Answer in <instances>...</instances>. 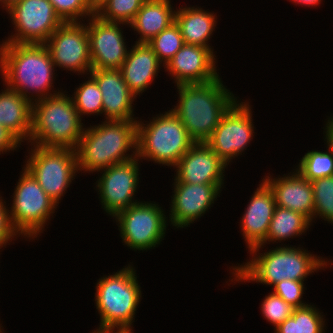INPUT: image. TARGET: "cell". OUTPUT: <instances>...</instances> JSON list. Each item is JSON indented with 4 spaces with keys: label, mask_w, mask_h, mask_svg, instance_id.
Instances as JSON below:
<instances>
[{
    "label": "cell",
    "mask_w": 333,
    "mask_h": 333,
    "mask_svg": "<svg viewBox=\"0 0 333 333\" xmlns=\"http://www.w3.org/2000/svg\"><path fill=\"white\" fill-rule=\"evenodd\" d=\"M14 189L9 218L13 229L33 241L45 231L58 205L44 192L36 179L23 167Z\"/></svg>",
    "instance_id": "cell-8"
},
{
    "label": "cell",
    "mask_w": 333,
    "mask_h": 333,
    "mask_svg": "<svg viewBox=\"0 0 333 333\" xmlns=\"http://www.w3.org/2000/svg\"><path fill=\"white\" fill-rule=\"evenodd\" d=\"M15 34L1 43L44 44L64 22L49 0H21L7 11Z\"/></svg>",
    "instance_id": "cell-12"
},
{
    "label": "cell",
    "mask_w": 333,
    "mask_h": 333,
    "mask_svg": "<svg viewBox=\"0 0 333 333\" xmlns=\"http://www.w3.org/2000/svg\"><path fill=\"white\" fill-rule=\"evenodd\" d=\"M75 150L78 170H83L82 173L127 162L137 157V121L105 120L99 125L84 127Z\"/></svg>",
    "instance_id": "cell-4"
},
{
    "label": "cell",
    "mask_w": 333,
    "mask_h": 333,
    "mask_svg": "<svg viewBox=\"0 0 333 333\" xmlns=\"http://www.w3.org/2000/svg\"><path fill=\"white\" fill-rule=\"evenodd\" d=\"M21 142L7 129L0 125V155L20 147Z\"/></svg>",
    "instance_id": "cell-37"
},
{
    "label": "cell",
    "mask_w": 333,
    "mask_h": 333,
    "mask_svg": "<svg viewBox=\"0 0 333 333\" xmlns=\"http://www.w3.org/2000/svg\"><path fill=\"white\" fill-rule=\"evenodd\" d=\"M253 193L240 220L248 250L265 241L276 207L274 194L263 180Z\"/></svg>",
    "instance_id": "cell-21"
},
{
    "label": "cell",
    "mask_w": 333,
    "mask_h": 333,
    "mask_svg": "<svg viewBox=\"0 0 333 333\" xmlns=\"http://www.w3.org/2000/svg\"><path fill=\"white\" fill-rule=\"evenodd\" d=\"M326 149V152L313 150L305 153L296 170L309 181L333 176V153Z\"/></svg>",
    "instance_id": "cell-29"
},
{
    "label": "cell",
    "mask_w": 333,
    "mask_h": 333,
    "mask_svg": "<svg viewBox=\"0 0 333 333\" xmlns=\"http://www.w3.org/2000/svg\"><path fill=\"white\" fill-rule=\"evenodd\" d=\"M280 177L264 176L262 180L272 190L276 206L301 213L313 223L314 197L311 182L298 170Z\"/></svg>",
    "instance_id": "cell-20"
},
{
    "label": "cell",
    "mask_w": 333,
    "mask_h": 333,
    "mask_svg": "<svg viewBox=\"0 0 333 333\" xmlns=\"http://www.w3.org/2000/svg\"><path fill=\"white\" fill-rule=\"evenodd\" d=\"M21 0H0V6H2L3 10L6 12L9 11L14 5L18 4Z\"/></svg>",
    "instance_id": "cell-41"
},
{
    "label": "cell",
    "mask_w": 333,
    "mask_h": 333,
    "mask_svg": "<svg viewBox=\"0 0 333 333\" xmlns=\"http://www.w3.org/2000/svg\"><path fill=\"white\" fill-rule=\"evenodd\" d=\"M44 44L56 68L78 75L89 74L92 70L86 23L64 22Z\"/></svg>",
    "instance_id": "cell-13"
},
{
    "label": "cell",
    "mask_w": 333,
    "mask_h": 333,
    "mask_svg": "<svg viewBox=\"0 0 333 333\" xmlns=\"http://www.w3.org/2000/svg\"><path fill=\"white\" fill-rule=\"evenodd\" d=\"M289 1H291V2H294L295 3V5L296 4H300L302 7L303 6H308V7H315L316 8V6L318 5L319 6V4L322 2V0H289Z\"/></svg>",
    "instance_id": "cell-39"
},
{
    "label": "cell",
    "mask_w": 333,
    "mask_h": 333,
    "mask_svg": "<svg viewBox=\"0 0 333 333\" xmlns=\"http://www.w3.org/2000/svg\"><path fill=\"white\" fill-rule=\"evenodd\" d=\"M146 0H107L95 14L108 22L130 24Z\"/></svg>",
    "instance_id": "cell-32"
},
{
    "label": "cell",
    "mask_w": 333,
    "mask_h": 333,
    "mask_svg": "<svg viewBox=\"0 0 333 333\" xmlns=\"http://www.w3.org/2000/svg\"><path fill=\"white\" fill-rule=\"evenodd\" d=\"M2 324L0 323V333H3L2 330H3V326H1Z\"/></svg>",
    "instance_id": "cell-44"
},
{
    "label": "cell",
    "mask_w": 333,
    "mask_h": 333,
    "mask_svg": "<svg viewBox=\"0 0 333 333\" xmlns=\"http://www.w3.org/2000/svg\"><path fill=\"white\" fill-rule=\"evenodd\" d=\"M324 128L326 147L333 153V116L327 118Z\"/></svg>",
    "instance_id": "cell-38"
},
{
    "label": "cell",
    "mask_w": 333,
    "mask_h": 333,
    "mask_svg": "<svg viewBox=\"0 0 333 333\" xmlns=\"http://www.w3.org/2000/svg\"><path fill=\"white\" fill-rule=\"evenodd\" d=\"M133 264L98 279L95 303L100 315L99 328L132 327L142 291Z\"/></svg>",
    "instance_id": "cell-6"
},
{
    "label": "cell",
    "mask_w": 333,
    "mask_h": 333,
    "mask_svg": "<svg viewBox=\"0 0 333 333\" xmlns=\"http://www.w3.org/2000/svg\"><path fill=\"white\" fill-rule=\"evenodd\" d=\"M0 92V125L21 143L28 142L31 133L32 102L7 86Z\"/></svg>",
    "instance_id": "cell-23"
},
{
    "label": "cell",
    "mask_w": 333,
    "mask_h": 333,
    "mask_svg": "<svg viewBox=\"0 0 333 333\" xmlns=\"http://www.w3.org/2000/svg\"><path fill=\"white\" fill-rule=\"evenodd\" d=\"M86 22L92 70L119 69L129 49L123 37V28L120 27L121 24L123 27L128 24L104 21L96 14Z\"/></svg>",
    "instance_id": "cell-15"
},
{
    "label": "cell",
    "mask_w": 333,
    "mask_h": 333,
    "mask_svg": "<svg viewBox=\"0 0 333 333\" xmlns=\"http://www.w3.org/2000/svg\"><path fill=\"white\" fill-rule=\"evenodd\" d=\"M139 160L135 157L98 171L101 176L95 183L96 191L102 208L109 216L114 217L120 211L140 202L134 200L140 182Z\"/></svg>",
    "instance_id": "cell-14"
},
{
    "label": "cell",
    "mask_w": 333,
    "mask_h": 333,
    "mask_svg": "<svg viewBox=\"0 0 333 333\" xmlns=\"http://www.w3.org/2000/svg\"><path fill=\"white\" fill-rule=\"evenodd\" d=\"M91 333H102V332L99 331V330H94V331H92Z\"/></svg>",
    "instance_id": "cell-43"
},
{
    "label": "cell",
    "mask_w": 333,
    "mask_h": 333,
    "mask_svg": "<svg viewBox=\"0 0 333 333\" xmlns=\"http://www.w3.org/2000/svg\"><path fill=\"white\" fill-rule=\"evenodd\" d=\"M311 222L301 213L276 206L270 221L267 237L259 245L263 248L267 243L282 242L296 236H301L309 230ZM274 241V242H273Z\"/></svg>",
    "instance_id": "cell-26"
},
{
    "label": "cell",
    "mask_w": 333,
    "mask_h": 333,
    "mask_svg": "<svg viewBox=\"0 0 333 333\" xmlns=\"http://www.w3.org/2000/svg\"><path fill=\"white\" fill-rule=\"evenodd\" d=\"M214 12L201 7H179L175 11V23L179 26L183 41L188 45L206 47L215 52L208 44L217 24Z\"/></svg>",
    "instance_id": "cell-24"
},
{
    "label": "cell",
    "mask_w": 333,
    "mask_h": 333,
    "mask_svg": "<svg viewBox=\"0 0 333 333\" xmlns=\"http://www.w3.org/2000/svg\"><path fill=\"white\" fill-rule=\"evenodd\" d=\"M295 307L286 303L280 296L273 292L265 296L261 303L263 317L276 328L287 318L292 316Z\"/></svg>",
    "instance_id": "cell-34"
},
{
    "label": "cell",
    "mask_w": 333,
    "mask_h": 333,
    "mask_svg": "<svg viewBox=\"0 0 333 333\" xmlns=\"http://www.w3.org/2000/svg\"><path fill=\"white\" fill-rule=\"evenodd\" d=\"M152 118L137 120V157L174 167L195 141L171 109Z\"/></svg>",
    "instance_id": "cell-7"
},
{
    "label": "cell",
    "mask_w": 333,
    "mask_h": 333,
    "mask_svg": "<svg viewBox=\"0 0 333 333\" xmlns=\"http://www.w3.org/2000/svg\"><path fill=\"white\" fill-rule=\"evenodd\" d=\"M65 91L32 102L31 133L28 144L38 147L76 149L84 124L71 96Z\"/></svg>",
    "instance_id": "cell-5"
},
{
    "label": "cell",
    "mask_w": 333,
    "mask_h": 333,
    "mask_svg": "<svg viewBox=\"0 0 333 333\" xmlns=\"http://www.w3.org/2000/svg\"><path fill=\"white\" fill-rule=\"evenodd\" d=\"M107 0H89L91 8L96 12Z\"/></svg>",
    "instance_id": "cell-42"
},
{
    "label": "cell",
    "mask_w": 333,
    "mask_h": 333,
    "mask_svg": "<svg viewBox=\"0 0 333 333\" xmlns=\"http://www.w3.org/2000/svg\"><path fill=\"white\" fill-rule=\"evenodd\" d=\"M55 70L45 44H0V73L5 83L3 85L19 92L31 102L61 92L59 89L53 91V82L56 79L54 76H57L54 75Z\"/></svg>",
    "instance_id": "cell-1"
},
{
    "label": "cell",
    "mask_w": 333,
    "mask_h": 333,
    "mask_svg": "<svg viewBox=\"0 0 333 333\" xmlns=\"http://www.w3.org/2000/svg\"><path fill=\"white\" fill-rule=\"evenodd\" d=\"M117 329V330H116ZM132 327L107 328L101 330L102 333H133Z\"/></svg>",
    "instance_id": "cell-40"
},
{
    "label": "cell",
    "mask_w": 333,
    "mask_h": 333,
    "mask_svg": "<svg viewBox=\"0 0 333 333\" xmlns=\"http://www.w3.org/2000/svg\"><path fill=\"white\" fill-rule=\"evenodd\" d=\"M248 102L236 101L205 141L227 165L241 155L254 138L252 108Z\"/></svg>",
    "instance_id": "cell-11"
},
{
    "label": "cell",
    "mask_w": 333,
    "mask_h": 333,
    "mask_svg": "<svg viewBox=\"0 0 333 333\" xmlns=\"http://www.w3.org/2000/svg\"><path fill=\"white\" fill-rule=\"evenodd\" d=\"M273 293L280 296L286 303L295 308H302L309 304L302 299L304 294V281L284 279L273 286Z\"/></svg>",
    "instance_id": "cell-35"
},
{
    "label": "cell",
    "mask_w": 333,
    "mask_h": 333,
    "mask_svg": "<svg viewBox=\"0 0 333 333\" xmlns=\"http://www.w3.org/2000/svg\"><path fill=\"white\" fill-rule=\"evenodd\" d=\"M215 53L206 47L184 44L164 67L178 84H205L218 79Z\"/></svg>",
    "instance_id": "cell-18"
},
{
    "label": "cell",
    "mask_w": 333,
    "mask_h": 333,
    "mask_svg": "<svg viewBox=\"0 0 333 333\" xmlns=\"http://www.w3.org/2000/svg\"><path fill=\"white\" fill-rule=\"evenodd\" d=\"M23 166L44 192L58 205L78 172L77 153L72 148L31 145Z\"/></svg>",
    "instance_id": "cell-9"
},
{
    "label": "cell",
    "mask_w": 333,
    "mask_h": 333,
    "mask_svg": "<svg viewBox=\"0 0 333 333\" xmlns=\"http://www.w3.org/2000/svg\"><path fill=\"white\" fill-rule=\"evenodd\" d=\"M113 218L118 223L122 243L134 251L158 247L164 240L168 226L165 210L151 201L137 202Z\"/></svg>",
    "instance_id": "cell-10"
},
{
    "label": "cell",
    "mask_w": 333,
    "mask_h": 333,
    "mask_svg": "<svg viewBox=\"0 0 333 333\" xmlns=\"http://www.w3.org/2000/svg\"><path fill=\"white\" fill-rule=\"evenodd\" d=\"M296 247L276 246L263 253L259 252L261 246L253 247L249 250L250 256L252 255V259L249 257L250 261L231 267L232 278L234 276L231 283L256 282L272 287L284 279L305 281L308 275L333 265V261L329 263V260L316 256L305 248Z\"/></svg>",
    "instance_id": "cell-2"
},
{
    "label": "cell",
    "mask_w": 333,
    "mask_h": 333,
    "mask_svg": "<svg viewBox=\"0 0 333 333\" xmlns=\"http://www.w3.org/2000/svg\"><path fill=\"white\" fill-rule=\"evenodd\" d=\"M227 166L205 142H195L173 167V183L223 185Z\"/></svg>",
    "instance_id": "cell-17"
},
{
    "label": "cell",
    "mask_w": 333,
    "mask_h": 333,
    "mask_svg": "<svg viewBox=\"0 0 333 333\" xmlns=\"http://www.w3.org/2000/svg\"><path fill=\"white\" fill-rule=\"evenodd\" d=\"M163 64L148 43H135L128 50L119 68L129 90L136 96L142 94L158 75Z\"/></svg>",
    "instance_id": "cell-22"
},
{
    "label": "cell",
    "mask_w": 333,
    "mask_h": 333,
    "mask_svg": "<svg viewBox=\"0 0 333 333\" xmlns=\"http://www.w3.org/2000/svg\"><path fill=\"white\" fill-rule=\"evenodd\" d=\"M87 78L88 80L82 82L71 97L81 119L82 115L103 114V98L99 86L91 75Z\"/></svg>",
    "instance_id": "cell-28"
},
{
    "label": "cell",
    "mask_w": 333,
    "mask_h": 333,
    "mask_svg": "<svg viewBox=\"0 0 333 333\" xmlns=\"http://www.w3.org/2000/svg\"><path fill=\"white\" fill-rule=\"evenodd\" d=\"M171 0H146L128 25L140 35L136 43H148L175 22Z\"/></svg>",
    "instance_id": "cell-25"
},
{
    "label": "cell",
    "mask_w": 333,
    "mask_h": 333,
    "mask_svg": "<svg viewBox=\"0 0 333 333\" xmlns=\"http://www.w3.org/2000/svg\"><path fill=\"white\" fill-rule=\"evenodd\" d=\"M179 26L174 22L148 42L159 61L165 67L184 45Z\"/></svg>",
    "instance_id": "cell-30"
},
{
    "label": "cell",
    "mask_w": 333,
    "mask_h": 333,
    "mask_svg": "<svg viewBox=\"0 0 333 333\" xmlns=\"http://www.w3.org/2000/svg\"><path fill=\"white\" fill-rule=\"evenodd\" d=\"M311 303L302 308H295L292 316L274 328V333H325V318Z\"/></svg>",
    "instance_id": "cell-27"
},
{
    "label": "cell",
    "mask_w": 333,
    "mask_h": 333,
    "mask_svg": "<svg viewBox=\"0 0 333 333\" xmlns=\"http://www.w3.org/2000/svg\"><path fill=\"white\" fill-rule=\"evenodd\" d=\"M102 93L103 116L112 121H137L133 117L134 100L137 98L128 88L119 69H98L89 72Z\"/></svg>",
    "instance_id": "cell-19"
},
{
    "label": "cell",
    "mask_w": 333,
    "mask_h": 333,
    "mask_svg": "<svg viewBox=\"0 0 333 333\" xmlns=\"http://www.w3.org/2000/svg\"><path fill=\"white\" fill-rule=\"evenodd\" d=\"M6 202L3 200V197L0 195V250L1 248L10 245L9 242L15 240L14 238L19 234L13 229L10 218H9V209H7Z\"/></svg>",
    "instance_id": "cell-36"
},
{
    "label": "cell",
    "mask_w": 333,
    "mask_h": 333,
    "mask_svg": "<svg viewBox=\"0 0 333 333\" xmlns=\"http://www.w3.org/2000/svg\"><path fill=\"white\" fill-rule=\"evenodd\" d=\"M313 188V222L318 218L333 224V176L310 181Z\"/></svg>",
    "instance_id": "cell-31"
},
{
    "label": "cell",
    "mask_w": 333,
    "mask_h": 333,
    "mask_svg": "<svg viewBox=\"0 0 333 333\" xmlns=\"http://www.w3.org/2000/svg\"><path fill=\"white\" fill-rule=\"evenodd\" d=\"M176 87L178 103L171 111L195 142H205L238 100L220 77L205 84H178Z\"/></svg>",
    "instance_id": "cell-3"
},
{
    "label": "cell",
    "mask_w": 333,
    "mask_h": 333,
    "mask_svg": "<svg viewBox=\"0 0 333 333\" xmlns=\"http://www.w3.org/2000/svg\"><path fill=\"white\" fill-rule=\"evenodd\" d=\"M169 223L176 228L189 227L201 218L220 197L224 185L173 183ZM189 225V226H188Z\"/></svg>",
    "instance_id": "cell-16"
},
{
    "label": "cell",
    "mask_w": 333,
    "mask_h": 333,
    "mask_svg": "<svg viewBox=\"0 0 333 333\" xmlns=\"http://www.w3.org/2000/svg\"><path fill=\"white\" fill-rule=\"evenodd\" d=\"M63 22H81L95 14L89 0H49ZM84 19V20H83Z\"/></svg>",
    "instance_id": "cell-33"
}]
</instances>
